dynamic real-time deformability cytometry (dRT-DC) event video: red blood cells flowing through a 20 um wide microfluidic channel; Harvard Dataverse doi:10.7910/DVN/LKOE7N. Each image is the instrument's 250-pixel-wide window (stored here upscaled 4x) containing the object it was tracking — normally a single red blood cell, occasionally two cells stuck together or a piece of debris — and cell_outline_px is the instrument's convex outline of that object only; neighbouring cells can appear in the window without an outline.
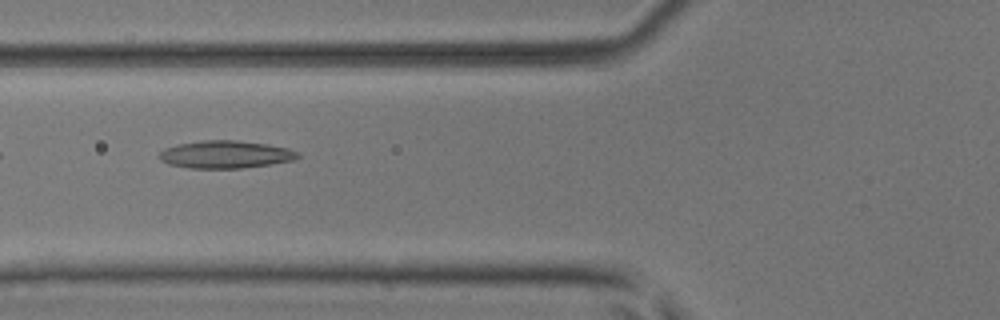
{"species": "common noctule bat (a hibernating species)", "species_latin": "Nyctalus noctula", "temperature_condition": "room temperature", "stored_images_in_passage": 7, "camera_frame_rate_fps": 3000, "um_per_image_px": 0.085, "animal": {"sex": "male", "body_mass_g": 17.9, "forearm_length_mm": 54.2}, "frame": {"image": 1, "passage_image": 5, "time_ms": 1.333, "image_size_px": [1000, 320], "cell_outline_px": [[300, 156], [292, 160], [268, 164], [240, 168], [192, 168], [168, 164], [160, 160], [156, 156], [164, 148], [176, 144], [204, 140], [236, 140], [268, 144], [288, 148], [300, 152]], "centroid_in_image_um": [19.13, 13.12], "position_along_channel_um": 106.7, "area_um2": 22.31}}
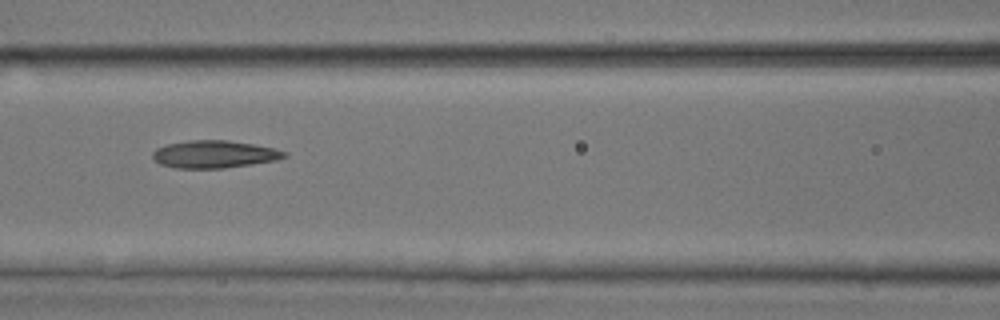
{"frame": {"image": 2, "passage_image": 6, "time_ms": 1.667, "image_size_px": [1000, 320], "cell_outline_px": [[288, 156], [276, 160], [252, 164], [224, 168], [176, 168], [160, 164], [152, 160], [152, 152], [156, 148], [168, 144], [188, 140], [228, 140], [252, 144], [272, 148], [288, 152]], "centroid_in_image_um": [18.18, 13.11], "position_along_channel_um": 148.4, "area_um2": 21.15}}
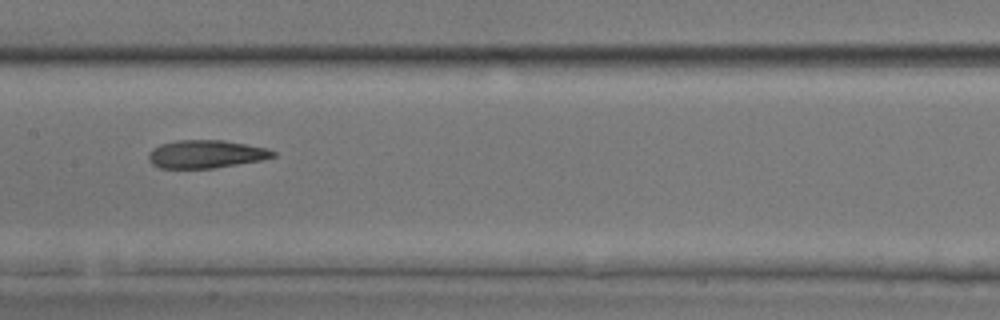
{"frame": {"image": 3, "passage_image": 7, "time_ms": 2.0, "image_size_px": [1000, 320], "cell_outline_px": [[276, 156], [260, 160], [212, 168], [160, 168], [152, 164], [148, 160], [148, 152], [152, 148], [160, 144], [176, 140], [224, 140], [248, 144], [268, 148], [276, 152]], "centroid_in_image_um": [17.48, 13.09], "position_along_channel_um": 189.9, "area_um2": 20.4}}